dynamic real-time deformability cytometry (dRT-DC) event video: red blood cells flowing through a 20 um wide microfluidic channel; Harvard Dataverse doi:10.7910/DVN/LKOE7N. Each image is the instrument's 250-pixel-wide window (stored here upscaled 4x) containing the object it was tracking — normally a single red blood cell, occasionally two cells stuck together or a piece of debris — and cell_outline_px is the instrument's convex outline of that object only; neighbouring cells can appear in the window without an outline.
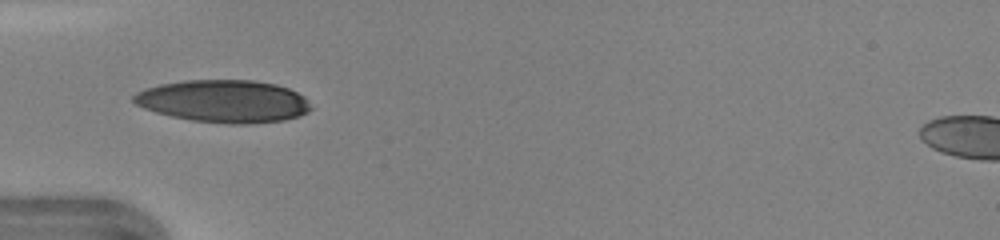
{"species": "human", "species_latin": "Homo sapiens", "temperature_condition": "warm", "stored_images_in_passage": 34, "camera_frame_rate_fps": 3000, "um_per_image_px": 0.085, "donor": {"sex": "female"}, "frame": {"image": 1, "passage_image": 6, "time_ms": 1.667, "image_size_px": [1000, 240], "cell_outline_px": [[312, 108], [308, 112], [300, 116], [284, 120], [248, 124], [228, 124], [192, 120], [172, 116], [156, 112], [144, 108], [136, 104], [132, 100], [132, 96], [136, 92], [144, 88], [160, 84], [184, 80], [252, 80], [276, 84], [288, 88], [304, 96]], "centroid_in_image_um": [19.01, 8.6], "position_along_channel_um": 66.0, "area_um2": 44.04}}
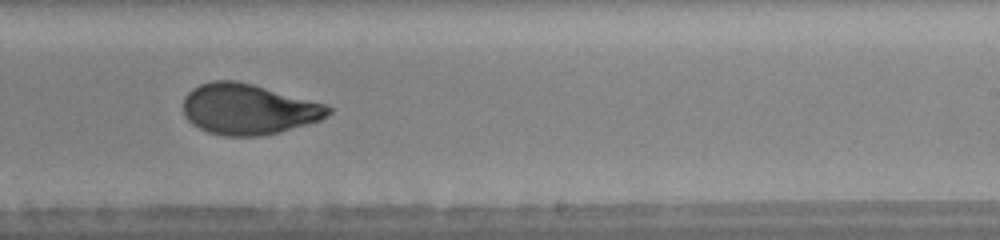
{"frame": {"image": 2, "passage_image": 20, "time_ms": 6.333, "image_size_px": [1000, 240], "cell_outline_px": [[332, 112], [328, 116], [320, 120], [280, 132], [260, 136], [224, 136], [208, 132], [192, 124], [184, 116], [184, 96], [192, 88], [200, 84], [212, 80], [236, 80], [252, 84], [328, 104], [332, 108]], "centroid_in_image_um": [21.12, 9.28], "position_along_channel_um": 267.9, "area_um2": 43.06}, "authors_computed_cell_mechanics": {"area_um2": 42.5408, "velocity_mm_per_s": 4.3554, "shape_relaxation_time_tau1_ms": 4.342, "shape_relaxation_time_tau2_ms": 1.0079, "deformation_change_tau1": 0.1982, "deformation_change_tau2": 0.0629}}